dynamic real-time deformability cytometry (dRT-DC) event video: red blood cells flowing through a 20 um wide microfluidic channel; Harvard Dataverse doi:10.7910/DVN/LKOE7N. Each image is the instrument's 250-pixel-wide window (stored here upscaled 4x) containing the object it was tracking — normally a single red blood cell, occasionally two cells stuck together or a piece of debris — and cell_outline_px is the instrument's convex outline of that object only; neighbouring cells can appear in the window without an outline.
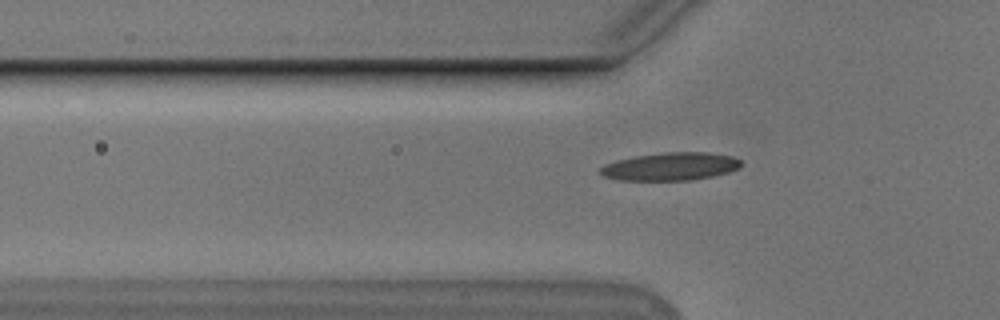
{"species": "Egyptian fruit bat (a non-hibernating species)", "species_latin": "Rousettus aegyptiacus", "temperature_condition": "cold", "stored_images_in_passage": 41, "camera_frame_rate_fps": 3000, "um_per_image_px": 0.085, "animal": {"sex": "male"}, "frame": {"image": 1, "passage_image": 8, "time_ms": 2.333, "image_size_px": [1000, 320], "cell_outline_px": [[740, 168], [728, 172], [712, 176], [688, 180], [620, 180], [604, 176], [600, 172], [600, 168], [604, 164], [616, 160], [636, 156], [664, 152], [708, 152], [732, 156], [740, 160]], "centroid_in_image_um": [56.99, 14.14], "position_along_channel_um": 68.8, "area_um2": 22.77}}
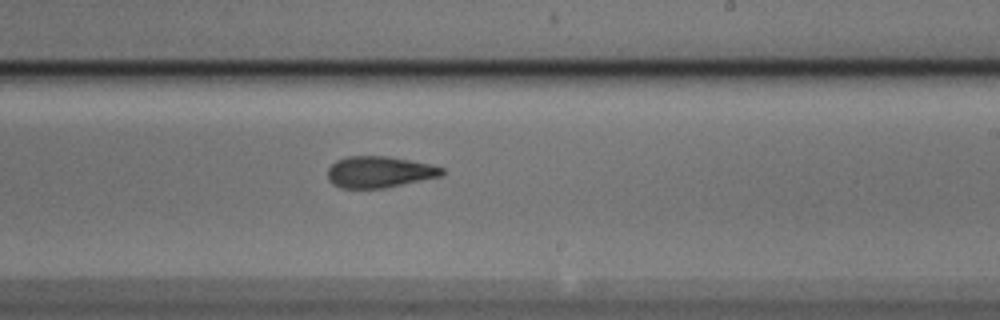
{"frame": {"image": 2, "passage_image": 23, "time_ms": 7.333, "image_size_px": [1000, 320], "cell_outline_px": [[444, 172], [440, 176], [384, 188], [340, 188], [332, 184], [328, 180], [328, 168], [336, 160], [348, 156], [388, 156], [432, 164], [444, 168]], "centroid_in_image_um": [32.22, 14.61], "position_along_channel_um": 256.8, "area_um2": 20.92}}
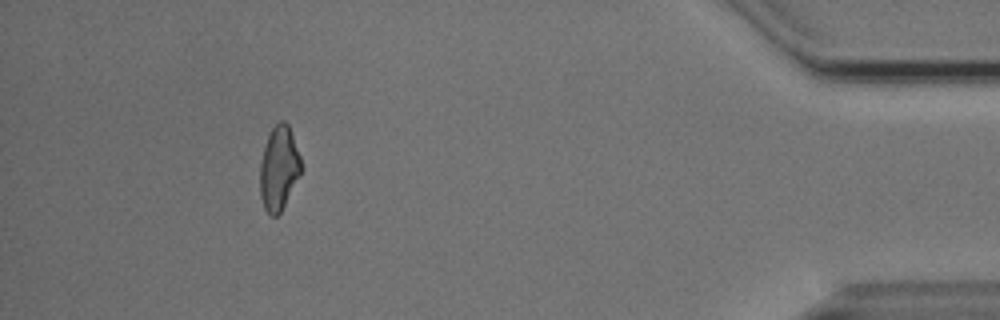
{"frame": {"image": 3, "passage_image": 40, "time_ms": 13.0, "image_size_px": [1000, 320], "cell_outline_px": [[304, 168], [280, 212], [276, 216], [272, 216], [264, 208], [260, 196], [260, 164], [264, 148], [268, 136], [272, 128], [280, 120], [284, 120], [288, 124], [300, 156]], "centroid_in_image_um": [23.72, 14.29], "position_along_channel_um": 411.5, "area_um2": 20.06}}